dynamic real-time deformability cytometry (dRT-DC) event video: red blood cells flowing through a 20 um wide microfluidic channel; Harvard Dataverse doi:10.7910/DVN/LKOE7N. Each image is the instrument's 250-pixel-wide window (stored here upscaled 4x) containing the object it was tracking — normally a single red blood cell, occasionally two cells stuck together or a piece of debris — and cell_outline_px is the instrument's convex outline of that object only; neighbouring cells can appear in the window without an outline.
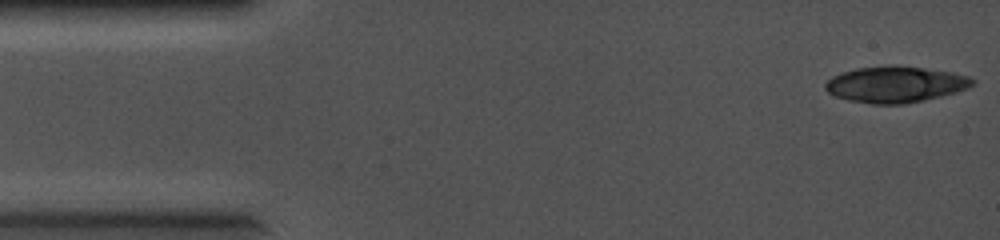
{"species": "common noctule bat (a hibernating species)", "species_latin": "Nyctalus noctula", "temperature_condition": "cold", "stored_images_in_passage": 2, "camera_frame_rate_fps": 5000, "um_per_image_px": 0.085, "animal": {"sex": "female", "body_mass_g": 19.0, "forearm_length_mm": 56.7}, "frame": {"image": 1, "passage_image": 1, "time_ms": 0.0, "image_size_px": [1000, 240], "cell_outline_px": [[976, 84], [968, 88], [956, 92], [924, 100], [904, 104], [872, 104], [848, 100], [836, 96], [828, 92], [824, 88], [824, 84], [832, 76], [840, 72], [856, 68], [888, 64], [892, 64], [924, 68], [952, 72], [968, 76], [976, 80]], "centroid_in_image_um": [76.11, 7.16], "position_along_channel_um": 8.9, "area_um2": 31.39}}